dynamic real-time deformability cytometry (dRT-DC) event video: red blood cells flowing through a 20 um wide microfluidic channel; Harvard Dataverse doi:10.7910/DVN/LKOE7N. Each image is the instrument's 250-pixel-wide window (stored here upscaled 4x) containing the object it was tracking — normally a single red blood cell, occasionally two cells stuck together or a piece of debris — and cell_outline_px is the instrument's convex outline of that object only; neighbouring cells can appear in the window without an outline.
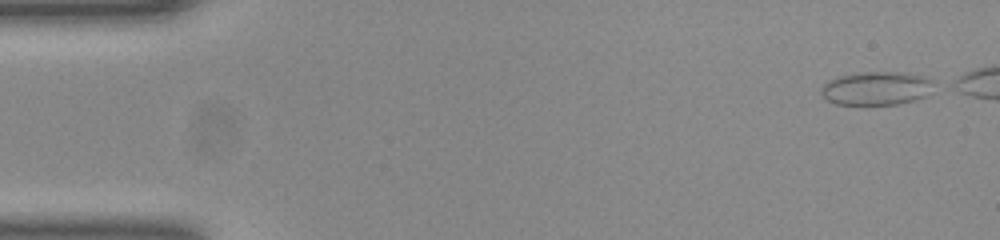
{"species": "common noctule bat (a hibernating species)", "species_latin": "Nyctalus noctula", "temperature_condition": "room temperature", "stored_images_in_passage": 43, "camera_frame_rate_fps": 3000, "um_per_image_px": 0.085, "animal": {"sex": "female", "body_mass_g": 23.0, "forearm_length_mm": 53.4}, "frame": {"image": 1, "passage_image": 1, "time_ms": 0.0, "image_size_px": [1000, 240], "cell_outline_px": [[940, 84], [928, 96], [896, 104], [864, 108], [836, 104], [828, 100], [820, 92], [820, 88], [828, 80], [836, 76], [856, 72], [904, 72], [928, 76], [936, 80]], "centroid_in_image_um": [74.57, 7.53], "position_along_channel_um": 10.4, "area_um2": 23.58}}
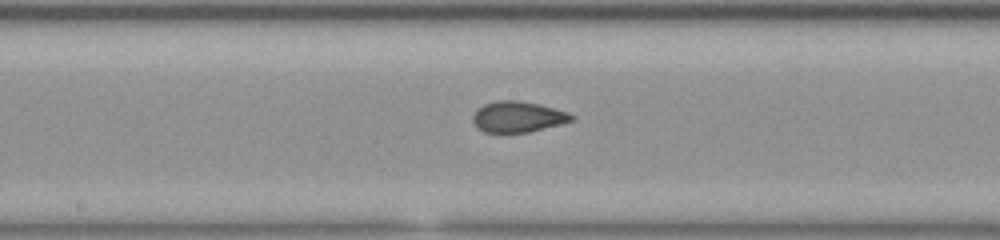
{"frame": {"image": 2, "passage_image": 25, "time_ms": 8.0, "image_size_px": [1000, 240], "cell_outline_px": [[576, 120], [528, 132], [484, 132], [476, 128], [472, 120], [472, 116], [476, 108], [484, 104], [496, 100], [516, 100], [540, 104], [568, 112], [576, 116]], "centroid_in_image_um": [44.01, 9.92], "position_along_channel_um": 204.2, "area_um2": 17.98}}
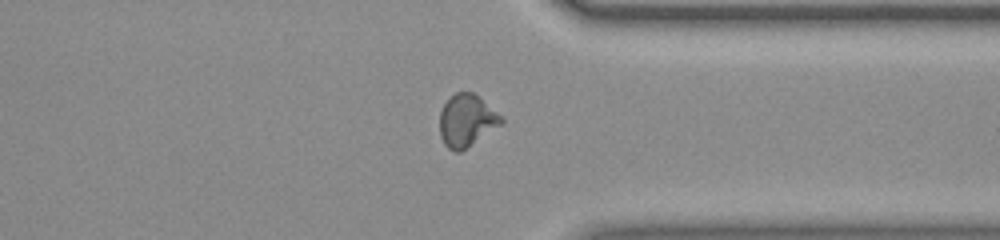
{"frame": {"image": 3, "passage_image": 38, "time_ms": 12.333, "image_size_px": [1000, 240], "cell_outline_px": [[504, 120], [500, 124], [460, 152], [456, 152], [448, 148], [444, 144], [440, 136], [440, 112], [444, 104], [456, 92], [472, 92], [504, 116]], "centroid_in_image_um": [39.66, 10.24], "position_along_channel_um": 371.7, "area_um2": 18.44}, "authors_computed_cell_mechanics": {"area_um2": 18.3804, "velocity_mm_per_s": 3.9463, "shape_relaxation_time_tau1_ms": null, "shape_relaxation_time_tau2_ms": 0.8145, "deformation_change_tau1": null, "deformation_change_tau2": 0.0601}}